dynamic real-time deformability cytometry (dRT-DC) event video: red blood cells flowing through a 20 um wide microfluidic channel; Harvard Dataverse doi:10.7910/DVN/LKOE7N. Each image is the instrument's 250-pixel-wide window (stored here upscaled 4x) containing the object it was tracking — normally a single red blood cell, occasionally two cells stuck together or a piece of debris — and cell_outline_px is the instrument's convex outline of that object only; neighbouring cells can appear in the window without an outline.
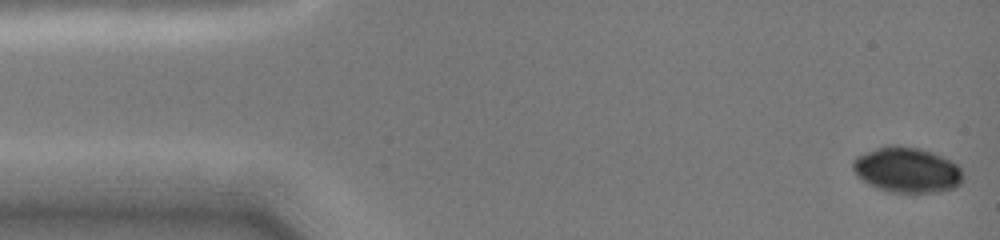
{"species": "common noctule bat (a hibernating species)", "species_latin": "Nyctalus noctula", "temperature_condition": "cold", "stored_images_in_passage": 23, "camera_frame_rate_fps": 3000, "um_per_image_px": 0.085, "animal": {"sex": "female", "body_mass_g": 19.0, "forearm_length_mm": 51.5}, "frame": {"image": 1, "passage_image": 1, "time_ms": 0.0, "image_size_px": [1000, 240], "cell_outline_px": [[964, 180], [956, 188], [940, 192], [912, 196], [888, 192], [868, 184], [856, 176], [852, 168], [852, 160], [856, 156], [876, 148], [888, 144], [896, 144], [920, 148], [932, 152], [952, 160], [960, 168], [964, 176]], "centroid_in_image_um": [77.11, 14.48], "position_along_channel_um": 7.9, "area_um2": 30.4}}
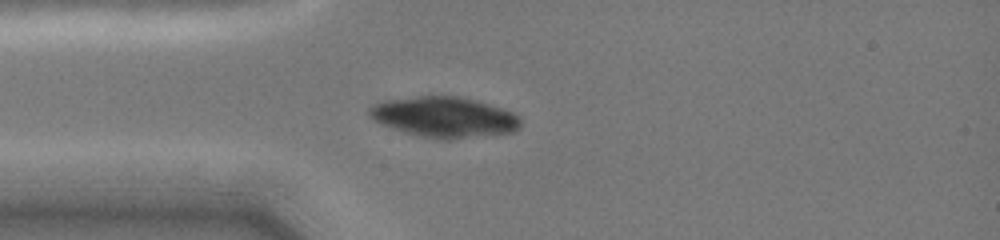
{"frame": {"image": 2, "passage_image": 19, "time_ms": 3.667, "image_size_px": [1000, 240], "cell_outline_px": [[520, 128], [512, 132], [452, 140], [444, 140], [424, 136], [392, 128], [372, 120], [368, 116], [368, 108], [372, 104], [380, 100], [416, 96], [460, 96], [476, 100], [512, 112], [520, 116]], "centroid_in_image_um": [37.73, 9.94], "position_along_channel_um": 47.3, "area_um2": 35.89}}